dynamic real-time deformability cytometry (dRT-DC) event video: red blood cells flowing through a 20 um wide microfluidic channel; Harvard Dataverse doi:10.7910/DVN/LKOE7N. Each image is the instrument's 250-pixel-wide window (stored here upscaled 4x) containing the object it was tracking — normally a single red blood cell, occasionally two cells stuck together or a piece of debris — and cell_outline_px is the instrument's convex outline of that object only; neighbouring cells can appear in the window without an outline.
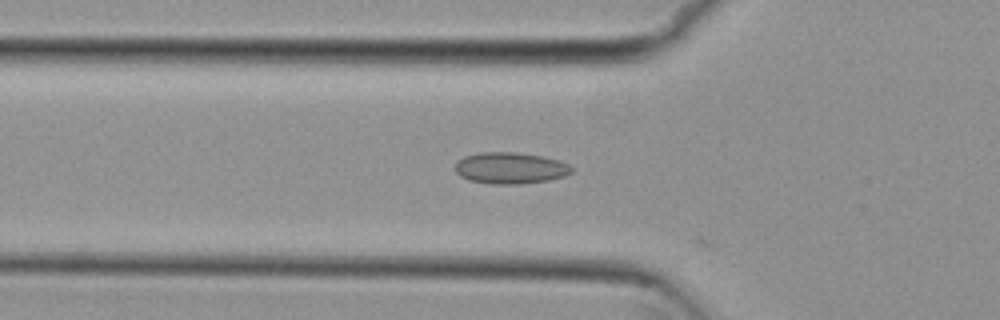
{"species": "common noctule bat (a hibernating species)", "species_latin": "Nyctalus noctula", "temperature_condition": "cold", "stored_images_in_passage": 36, "camera_frame_rate_fps": 3000, "um_per_image_px": 0.085, "animal": {"sex": "female", "body_mass_g": 29.2, "forearm_length_mm": 56.3}, "frame": {"image": 1, "passage_image": 13, "time_ms": 4.0, "image_size_px": [1000, 320], "cell_outline_px": [[572, 172], [564, 176], [548, 180], [520, 184], [492, 184], [468, 180], [460, 176], [456, 172], [456, 160], [464, 156], [480, 152], [516, 152], [544, 156], [568, 164], [572, 168]], "centroid_in_image_um": [43.34, 14.28], "position_along_channel_um": 82.5, "area_um2": 21.39}}
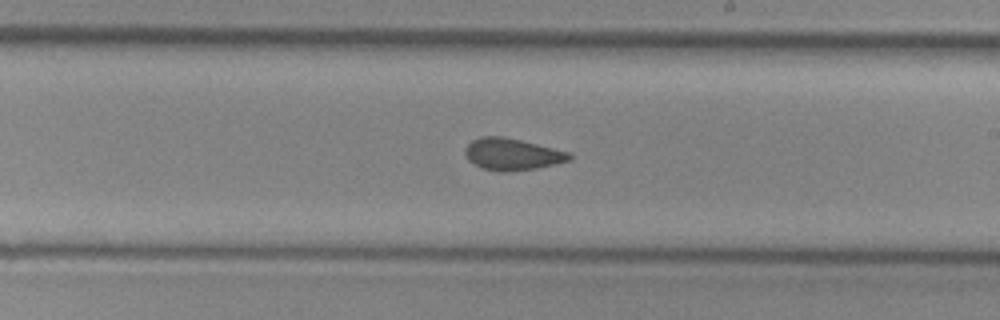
{"frame": {"image": 2, "passage_image": 26, "time_ms": 8.333, "image_size_px": [1000, 320], "cell_outline_px": [[572, 160], [556, 164], [536, 168], [504, 172], [500, 172], [480, 168], [468, 160], [464, 152], [464, 148], [472, 140], [480, 136], [504, 136], [572, 152]], "centroid_in_image_um": [43.54, 13.11], "position_along_channel_um": 245.5, "area_um2": 19.65}}
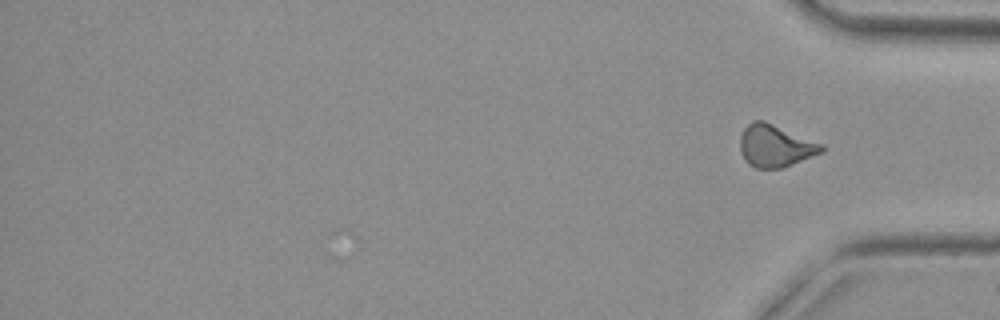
{"frame": {"image": 3, "passage_image": 36, "time_ms": 11.667, "image_size_px": [1000, 320], "cell_outline_px": [[824, 152], [780, 168], [756, 168], [748, 164], [740, 152], [740, 136], [744, 128], [752, 120], [764, 120], [824, 144]], "centroid_in_image_um": [65.9, 12.38], "position_along_channel_um": 369.3, "area_um2": 20.11}, "authors_computed_cell_mechanics": {"area_um2": 19.652, "velocity_mm_per_s": 3.7515, "shape_relaxation_time_tau1_ms": null, "shape_relaxation_time_tau2_ms": 2.4679, "deformation_change_tau1": null, "deformation_change_tau2": 0.0729}}